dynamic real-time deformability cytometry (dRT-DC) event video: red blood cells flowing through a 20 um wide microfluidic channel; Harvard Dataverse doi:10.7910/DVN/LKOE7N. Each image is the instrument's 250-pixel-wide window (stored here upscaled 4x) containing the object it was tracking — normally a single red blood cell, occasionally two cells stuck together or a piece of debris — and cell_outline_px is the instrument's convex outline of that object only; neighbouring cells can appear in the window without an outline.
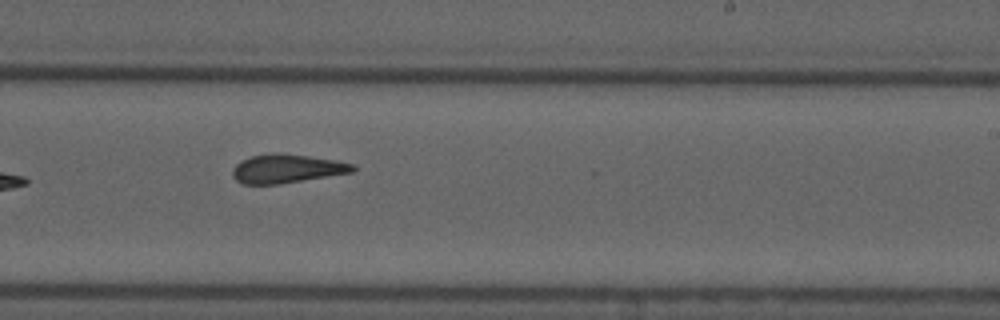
{"species": "common noctule bat (a hibernating species)", "species_latin": "Nyctalus noctula", "temperature_condition": "cold", "stored_images_in_passage": 10, "camera_frame_rate_fps": 3000, "um_per_image_px": 0.085, "animal": {"sex": "male", "forearm_length_mm": 52.5}, "frame": {"image": 1, "passage_image": 9, "time_ms": 9.667, "image_size_px": [1000, 320], "cell_outline_px": [[356, 168], [352, 172], [280, 184], [244, 184], [236, 180], [232, 176], [232, 168], [240, 160], [252, 156], [272, 152], [280, 152], [336, 160], [356, 164]], "centroid_in_image_um": [24.36, 14.32], "position_along_channel_um": 264.6, "area_um2": 20.29}}
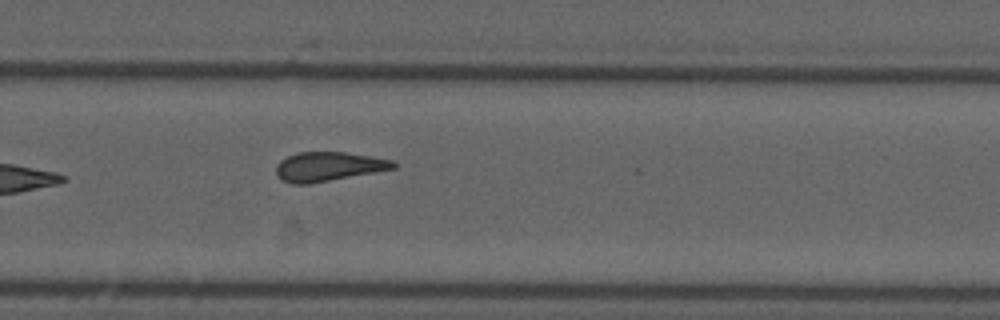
{"frame": {"image": 2, "passage_image": 10, "time_ms": 10.667, "image_size_px": [1000, 320], "cell_outline_px": [[396, 168], [308, 184], [292, 184], [280, 180], [276, 176], [276, 164], [280, 160], [296, 152], [344, 152], [372, 156], [392, 160], [396, 164]], "centroid_in_image_um": [27.86, 14.15], "position_along_channel_um": 301.9, "area_um2": 20.0}}